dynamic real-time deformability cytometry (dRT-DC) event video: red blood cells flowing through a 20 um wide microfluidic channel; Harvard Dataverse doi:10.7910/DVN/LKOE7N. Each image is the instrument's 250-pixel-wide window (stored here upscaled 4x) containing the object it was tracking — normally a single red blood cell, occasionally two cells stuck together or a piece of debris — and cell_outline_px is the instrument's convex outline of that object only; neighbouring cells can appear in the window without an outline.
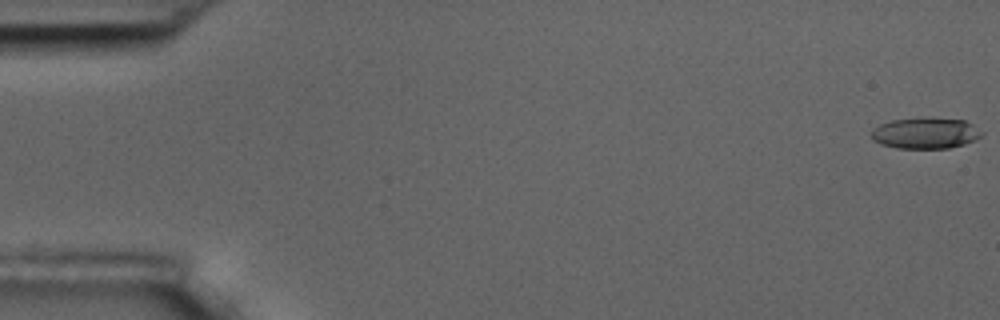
{"species": "common noctule bat (a hibernating species)", "species_latin": "Nyctalus noctula", "temperature_condition": "room temperature", "stored_images_in_passage": 6, "camera_frame_rate_fps": 3000, "um_per_image_px": 0.085, "animal": {"sex": "male", "body_mass_g": 17.5, "forearm_length_mm": 52.3}, "frame": {"image": 1, "passage_image": 1, "time_ms": 0.0, "image_size_px": [1000, 320], "cell_outline_px": [[984, 132], [976, 140], [964, 144], [948, 148], [896, 148], [880, 144], [872, 140], [872, 128], [880, 124], [892, 120], [920, 116], [928, 116], [964, 120], [972, 124]], "centroid_in_image_um": [78.66, 11.29], "position_along_channel_um": 6.3, "area_um2": 20.46}}
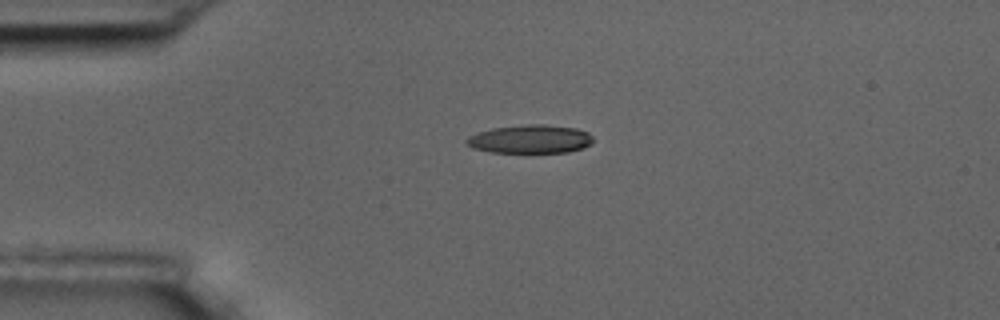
{"frame": {"image": 2, "passage_image": 4, "time_ms": 4.333, "image_size_px": [1000, 320], "cell_outline_px": [[592, 140], [588, 144], [580, 148], [568, 152], [488, 152], [472, 148], [464, 140], [468, 136], [476, 132], [492, 128], [528, 124], [544, 124], [576, 128], [588, 132], [592, 136]], "centroid_in_image_um": [45.01, 11.81], "position_along_channel_um": 40.0, "area_um2": 20.92}}